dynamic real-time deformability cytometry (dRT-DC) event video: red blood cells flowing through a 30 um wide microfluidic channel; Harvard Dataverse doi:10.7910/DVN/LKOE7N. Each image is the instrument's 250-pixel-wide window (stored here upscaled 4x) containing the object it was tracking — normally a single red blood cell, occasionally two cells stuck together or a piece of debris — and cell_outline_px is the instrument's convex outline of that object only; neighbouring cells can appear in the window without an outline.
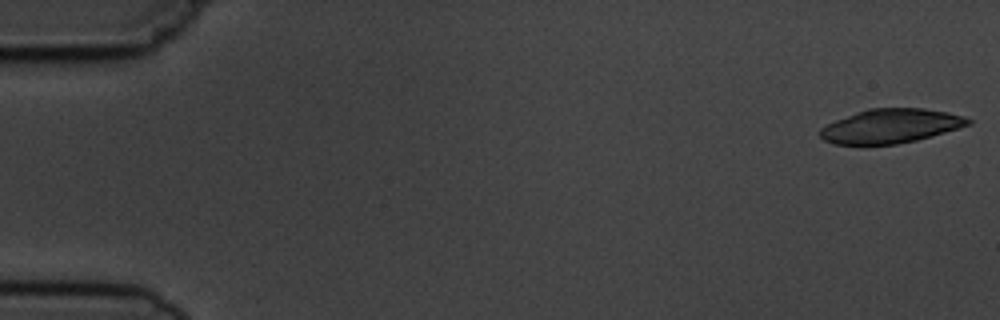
{"species": "common noctule bat (a hibernating species)", "species_latin": "Nyctalus noctula", "temperature_condition": "cold", "stored_images_in_passage": 4, "camera_frame_rate_fps": 3000, "um_per_image_px": 0.085, "animal": {"sex": "male", "body_mass_g": 19.5, "forearm_length_mm": 54.6}, "frame": {"image": 1, "passage_image": 1, "time_ms": 0.0, "image_size_px": [1000, 320], "cell_outline_px": [[972, 124], [916, 140], [896, 144], [864, 148], [832, 144], [824, 140], [820, 136], [820, 128], [836, 120], [856, 112], [868, 108], [924, 108], [948, 112], [964, 116], [972, 120]], "centroid_in_image_um": [75.65, 10.75], "position_along_channel_um": 9.4, "area_um2": 30.23}}